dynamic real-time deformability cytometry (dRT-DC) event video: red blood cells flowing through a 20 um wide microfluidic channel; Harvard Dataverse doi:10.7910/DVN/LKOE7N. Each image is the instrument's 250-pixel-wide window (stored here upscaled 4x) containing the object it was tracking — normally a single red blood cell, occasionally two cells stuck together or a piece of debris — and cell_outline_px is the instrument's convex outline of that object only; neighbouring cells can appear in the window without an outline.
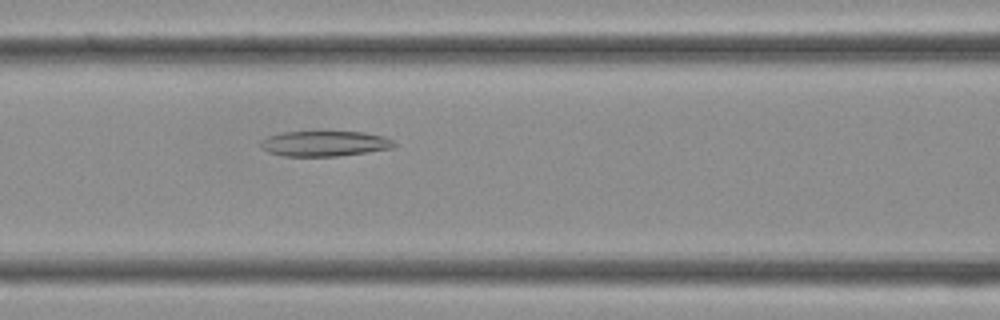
{"species": "Egyptian fruit bat (a non-hibernating species)", "species_latin": "Rousettus aegyptiacus", "temperature_condition": "cold", "stored_images_in_passage": 31, "camera_frame_rate_fps": 3000, "um_per_image_px": 0.085, "frame": {"image": 1, "passage_image": 10, "time_ms": 3.0, "image_size_px": [1000, 320], "cell_outline_px": [[396, 144], [392, 148], [336, 156], [284, 156], [268, 152], [260, 148], [260, 140], [268, 136], [284, 132], [364, 132], [384, 136], [392, 140]], "centroid_in_image_um": [27.55, 12.2], "position_along_channel_um": 139.1, "area_um2": 19.59}}
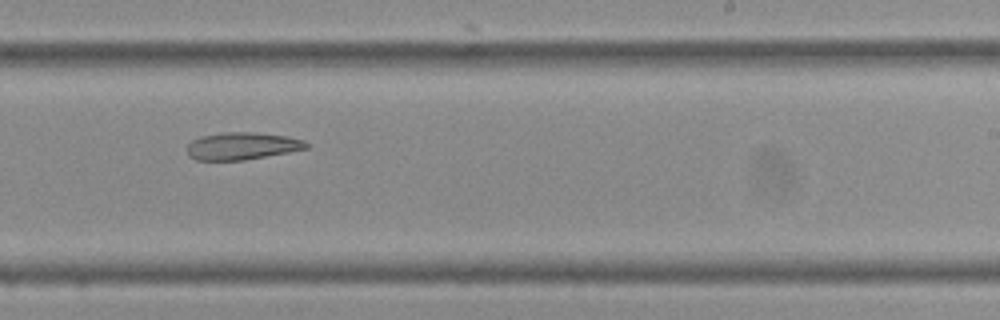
{"frame": {"image": 2, "passage_image": 17, "time_ms": 5.333, "image_size_px": [1000, 320], "cell_outline_px": [[308, 148], [288, 152], [244, 160], [196, 160], [188, 156], [188, 144], [192, 140], [200, 136], [224, 132], [252, 132], [288, 136], [304, 140], [308, 144]], "centroid_in_image_um": [20.56, 12.4], "position_along_channel_um": 268.4, "area_um2": 18.96}}
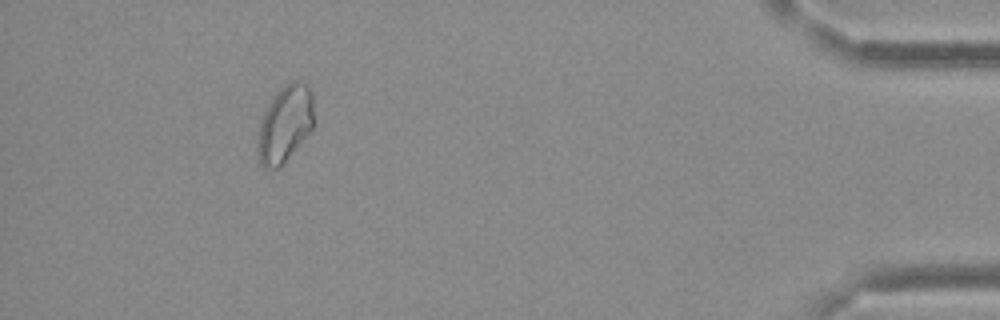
{"frame": {"image": 3, "passage_image": 28, "time_ms": 9.0, "image_size_px": [1000, 320], "cell_outline_px": [[312, 128], [280, 168], [264, 168], [260, 164], [256, 148], [260, 128], [264, 112], [268, 104], [276, 92], [284, 84], [292, 80], [300, 80], [312, 92]], "centroid_in_image_um": [24.2, 10.54], "position_along_channel_um": 411.0, "area_um2": 24.8}}